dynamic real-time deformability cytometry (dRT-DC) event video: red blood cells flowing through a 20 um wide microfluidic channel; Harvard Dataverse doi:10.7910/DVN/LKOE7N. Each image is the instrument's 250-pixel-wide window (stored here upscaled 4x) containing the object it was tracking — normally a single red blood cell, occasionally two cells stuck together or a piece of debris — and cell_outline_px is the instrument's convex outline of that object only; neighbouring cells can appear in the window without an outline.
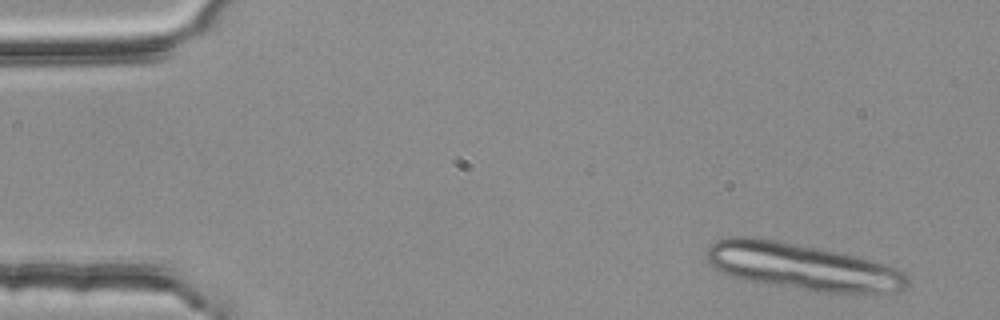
{"species": "common noctule bat (a hibernating species)", "species_latin": "Nyctalus noctula", "temperature_condition": "room temperature", "stored_images_in_passage": 5, "camera_frame_rate_fps": 3000, "um_per_image_px": 0.085, "animal": {"sex": "female", "body_mass_g": 25.1}, "frame": {"image": 1, "passage_image": 1, "time_ms": 0.0, "image_size_px": [1000, 320], "cell_outline_px": [[912, 284], [896, 292], [860, 296], [824, 292], [748, 280], [732, 276], [716, 268], [708, 260], [708, 248], [716, 240], [732, 236], [748, 236], [776, 240], [840, 252], [856, 256], [904, 272], [912, 280]], "centroid_in_image_um": [68.31, 22.7], "position_along_channel_um": 16.7, "area_um2": 54.45}}